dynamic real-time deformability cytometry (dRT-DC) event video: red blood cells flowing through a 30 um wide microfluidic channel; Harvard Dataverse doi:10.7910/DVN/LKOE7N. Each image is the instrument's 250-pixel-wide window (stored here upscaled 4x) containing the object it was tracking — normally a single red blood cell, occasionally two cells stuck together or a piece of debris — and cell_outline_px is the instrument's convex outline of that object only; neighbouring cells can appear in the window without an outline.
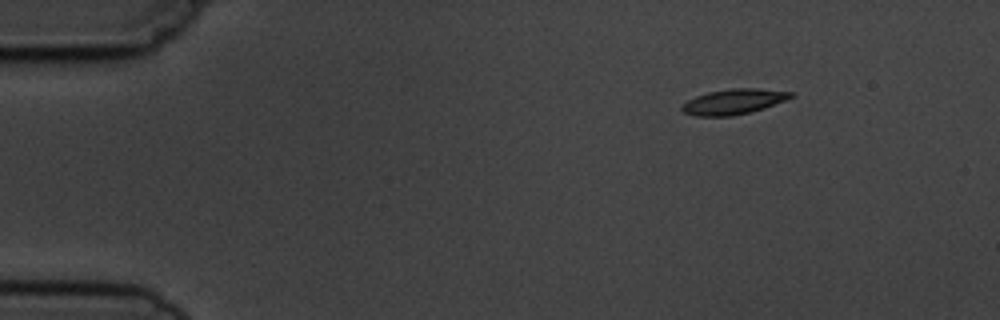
{"species": "common noctule bat (a hibernating species)", "species_latin": "Nyctalus noctula", "temperature_condition": "cold", "stored_images_in_passage": 5, "camera_frame_rate_fps": 3000, "um_per_image_px": 0.085, "animal": {"sex": "male", "body_mass_g": 19.5, "forearm_length_mm": 54.6}, "frame": {"image": 1, "passage_image": 1, "time_ms": 0.0, "image_size_px": [1000, 320], "cell_outline_px": [[796, 96], [764, 108], [732, 116], [696, 116], [684, 112], [680, 108], [680, 104], [696, 96], [708, 92], [728, 88], [756, 88], [792, 92]], "centroid_in_image_um": [62.34, 8.63], "position_along_channel_um": 22.7, "area_um2": 16.07}}
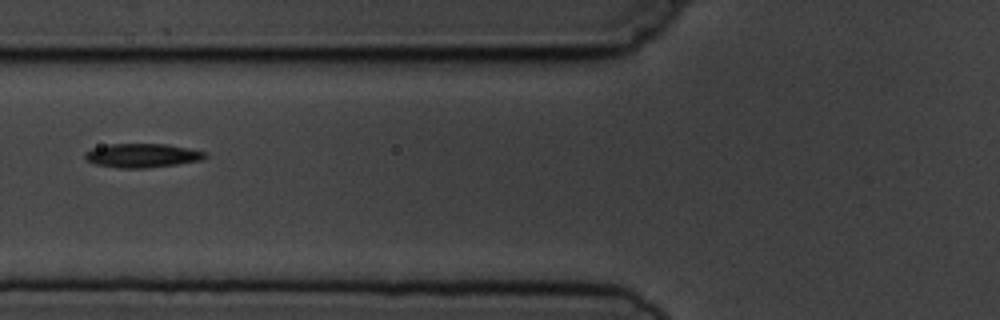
{"frame": {"image": 2, "passage_image": 5, "time_ms": 4.667, "image_size_px": [1000, 320], "cell_outline_px": [[208, 156], [200, 160], [176, 164], [144, 168], [120, 168], [96, 164], [84, 160], [84, 152], [92, 148], [108, 144], [168, 144], [192, 148], [208, 152]], "centroid_in_image_um": [12.09, 13.2], "position_along_channel_um": 113.7, "area_um2": 16.94}}